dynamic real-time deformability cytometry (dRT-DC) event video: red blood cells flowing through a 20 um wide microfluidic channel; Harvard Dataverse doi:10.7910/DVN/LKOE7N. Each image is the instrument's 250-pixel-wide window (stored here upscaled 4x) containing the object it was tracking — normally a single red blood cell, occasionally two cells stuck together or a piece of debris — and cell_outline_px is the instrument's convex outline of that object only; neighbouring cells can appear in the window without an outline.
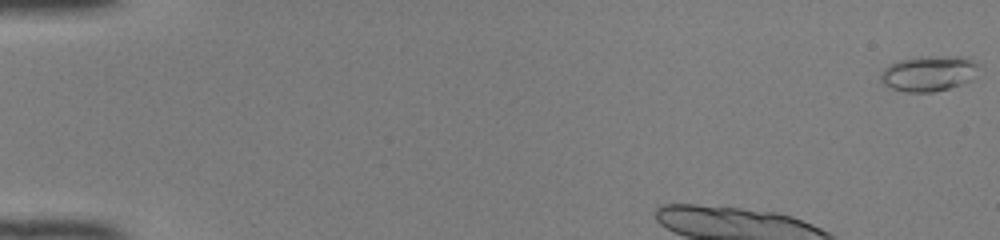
{"species": "common noctule bat (a hibernating species)", "species_latin": "Nyctalus noctula", "temperature_condition": "room temperature", "stored_images_in_passage": 44, "camera_frame_rate_fps": 3000, "um_per_image_px": 0.085, "animal": {"sex": "female", "body_mass_g": 22.0, "forearm_length_mm": 56.7}, "frame": {"image": 1, "passage_image": 1, "time_ms": 0.0, "image_size_px": [1000, 240], "cell_outline_px": [[980, 64], [968, 80], [960, 84], [948, 88], [932, 92], [908, 92], [892, 88], [884, 84], [880, 80], [880, 76], [884, 68], [888, 64], [900, 60], [920, 56], [956, 56]], "centroid_in_image_um": [78.86, 6.23], "position_along_channel_um": 6.1, "area_um2": 19.83}, "authors_computed_cell_mechanics": {"area_um2": 16.8776, "velocity_mm_per_s": 4.1223, "shape_relaxation_time_tau1_ms": 1.4466, "shape_relaxation_time_tau2_ms": 3.5318, "deformation_change_tau1": 0.0822, "deformation_change_tau2": 0.0679}}